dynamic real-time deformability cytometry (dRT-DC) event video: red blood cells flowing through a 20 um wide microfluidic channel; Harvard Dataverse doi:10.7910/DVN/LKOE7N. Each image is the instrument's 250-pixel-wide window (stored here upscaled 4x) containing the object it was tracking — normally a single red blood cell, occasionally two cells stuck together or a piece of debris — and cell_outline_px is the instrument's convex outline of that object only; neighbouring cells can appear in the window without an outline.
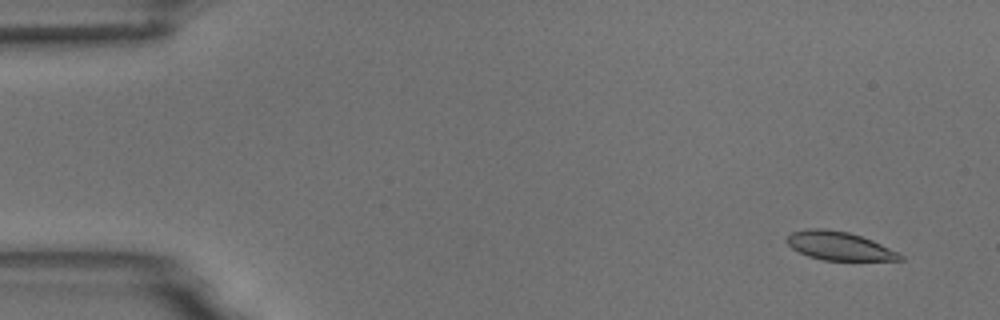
{"species": "common noctule bat (a hibernating species)", "species_latin": "Nyctalus noctula", "temperature_condition": "room temperature", "stored_images_in_passage": 6, "camera_frame_rate_fps": 3000, "um_per_image_px": 0.085, "animal": {"sex": "male", "body_mass_g": 18.8}, "frame": {"image": 1, "passage_image": 1, "time_ms": 0.0, "image_size_px": [1000, 320], "cell_outline_px": [[904, 260], [824, 260], [808, 256], [792, 248], [784, 240], [792, 232], [808, 228], [824, 228], [848, 232], [872, 240], [900, 252], [904, 256]], "centroid_in_image_um": [71.34, 20.9], "position_along_channel_um": 13.7, "area_um2": 18.84}}
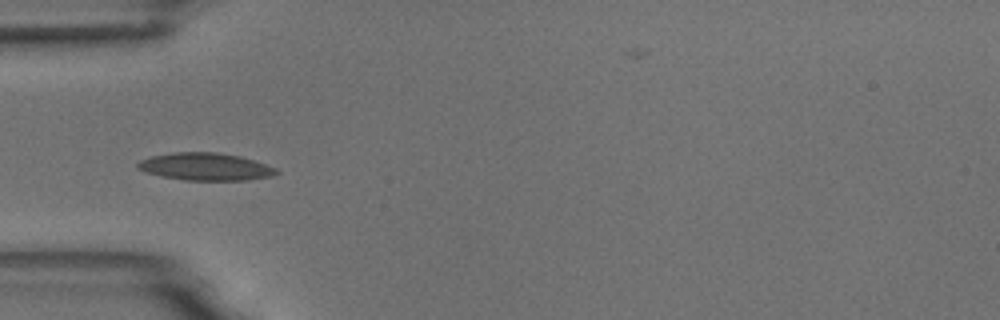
{"frame": {"image": 2, "passage_image": 5, "time_ms": 4.667, "image_size_px": [1000, 320], "cell_outline_px": [[280, 172], [272, 176], [244, 180], [184, 180], [160, 176], [144, 172], [136, 168], [136, 164], [140, 160], [152, 156], [172, 152], [216, 152], [240, 156], [276, 168]], "centroid_in_image_um": [17.41, 14.17], "position_along_channel_um": 67.6, "area_um2": 22.2}}